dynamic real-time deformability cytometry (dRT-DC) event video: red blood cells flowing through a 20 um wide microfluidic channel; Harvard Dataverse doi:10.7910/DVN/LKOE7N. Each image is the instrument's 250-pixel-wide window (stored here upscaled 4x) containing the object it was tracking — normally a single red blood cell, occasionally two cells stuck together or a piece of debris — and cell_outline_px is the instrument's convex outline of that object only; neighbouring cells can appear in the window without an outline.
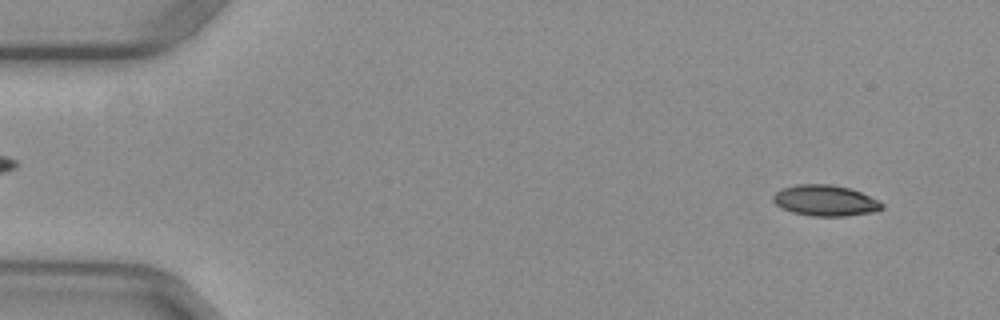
{"species": "common noctule bat (a hibernating species)", "species_latin": "Nyctalus noctula", "temperature_condition": "warm", "stored_images_in_passage": 53, "segment_of_instrument_passage": [1, 2], "camera_frame_rate_fps": 3000, "um_per_image_px": 0.085, "animal": {"sex": "female", "body_mass_g": 29.2, "forearm_length_mm": 56.3}, "frame": {"image": 1, "passage_image": 4, "time_ms": 1.0, "image_size_px": [1000, 320], "cell_outline_px": [[884, 208], [876, 212], [848, 216], [812, 216], [792, 212], [776, 204], [772, 200], [772, 196], [776, 192], [784, 188], [796, 184], [828, 184], [848, 188], [860, 192], [880, 200], [884, 204]], "centroid_in_image_um": [70.19, 17.05], "position_along_channel_um": 14.8, "area_um2": 19.65}}
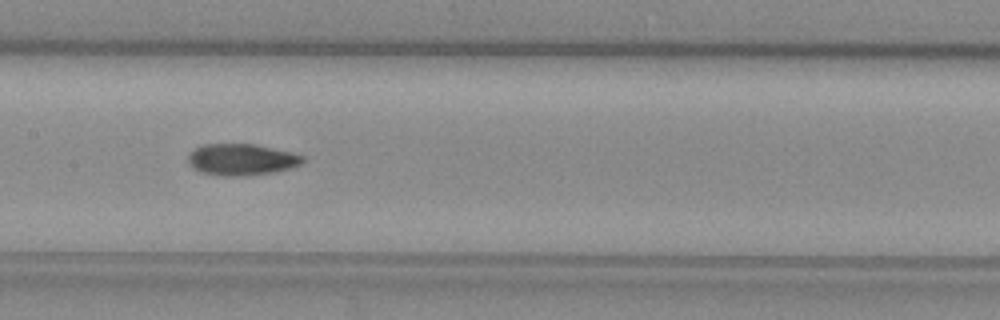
{"frame": {"image": 2, "passage_image": 26, "time_ms": 8.333, "image_size_px": [1000, 320], "cell_outline_px": [[304, 160], [300, 164], [288, 168], [272, 172], [240, 176], [224, 176], [200, 172], [192, 168], [188, 164], [188, 156], [196, 148], [204, 144], [256, 144], [292, 152], [304, 156]], "centroid_in_image_um": [20.51, 13.55], "position_along_channel_um": 186.9, "area_um2": 20.92}}
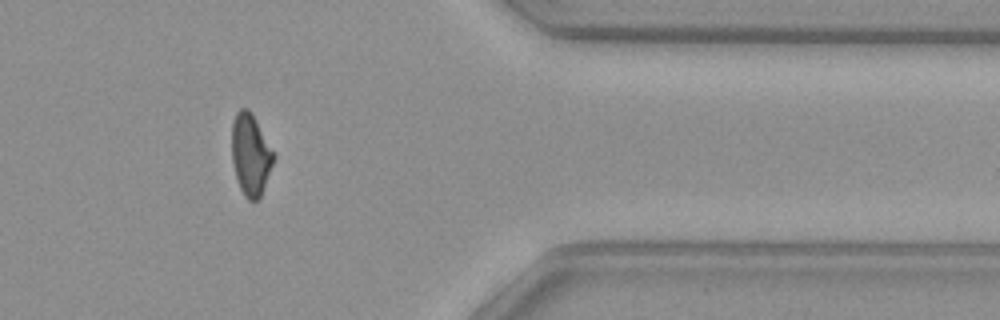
{"frame": {"image": 3, "passage_image": 43, "time_ms": 14.0, "image_size_px": [1000, 320], "cell_outline_px": [[276, 156], [260, 200], [248, 200], [244, 196], [240, 188], [236, 176], [232, 160], [232, 120], [236, 112], [240, 108], [248, 108], [252, 112]], "centroid_in_image_um": [21.31, 13.14], "position_along_channel_um": 390.1, "area_um2": 20.11}}